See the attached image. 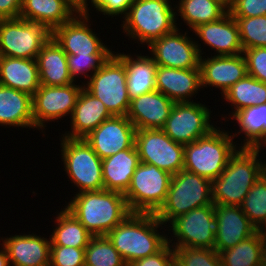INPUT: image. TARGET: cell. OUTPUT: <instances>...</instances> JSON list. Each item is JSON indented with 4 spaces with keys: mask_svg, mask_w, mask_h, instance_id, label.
Segmentation results:
<instances>
[{
    "mask_svg": "<svg viewBox=\"0 0 266 266\" xmlns=\"http://www.w3.org/2000/svg\"><path fill=\"white\" fill-rule=\"evenodd\" d=\"M232 118L237 120L240 132L245 135L243 146L247 148H263L266 143V103L250 106L237 111Z\"/></svg>",
    "mask_w": 266,
    "mask_h": 266,
    "instance_id": "31",
    "label": "cell"
},
{
    "mask_svg": "<svg viewBox=\"0 0 266 266\" xmlns=\"http://www.w3.org/2000/svg\"><path fill=\"white\" fill-rule=\"evenodd\" d=\"M36 60L41 85L66 86L74 83L68 71L67 54L53 37L42 47Z\"/></svg>",
    "mask_w": 266,
    "mask_h": 266,
    "instance_id": "27",
    "label": "cell"
},
{
    "mask_svg": "<svg viewBox=\"0 0 266 266\" xmlns=\"http://www.w3.org/2000/svg\"><path fill=\"white\" fill-rule=\"evenodd\" d=\"M135 146L141 163L155 165L171 175L184 166V145L174 142L162 129H139Z\"/></svg>",
    "mask_w": 266,
    "mask_h": 266,
    "instance_id": "11",
    "label": "cell"
},
{
    "mask_svg": "<svg viewBox=\"0 0 266 266\" xmlns=\"http://www.w3.org/2000/svg\"><path fill=\"white\" fill-rule=\"evenodd\" d=\"M12 266H50L51 243L33 234L14 235L2 243Z\"/></svg>",
    "mask_w": 266,
    "mask_h": 266,
    "instance_id": "23",
    "label": "cell"
},
{
    "mask_svg": "<svg viewBox=\"0 0 266 266\" xmlns=\"http://www.w3.org/2000/svg\"><path fill=\"white\" fill-rule=\"evenodd\" d=\"M0 85L33 96L41 85L37 60L0 56Z\"/></svg>",
    "mask_w": 266,
    "mask_h": 266,
    "instance_id": "25",
    "label": "cell"
},
{
    "mask_svg": "<svg viewBox=\"0 0 266 266\" xmlns=\"http://www.w3.org/2000/svg\"><path fill=\"white\" fill-rule=\"evenodd\" d=\"M77 13L89 15L87 0H65Z\"/></svg>",
    "mask_w": 266,
    "mask_h": 266,
    "instance_id": "47",
    "label": "cell"
},
{
    "mask_svg": "<svg viewBox=\"0 0 266 266\" xmlns=\"http://www.w3.org/2000/svg\"><path fill=\"white\" fill-rule=\"evenodd\" d=\"M156 90L174 103L192 102L193 95L201 89L200 68L175 69L157 66Z\"/></svg>",
    "mask_w": 266,
    "mask_h": 266,
    "instance_id": "21",
    "label": "cell"
},
{
    "mask_svg": "<svg viewBox=\"0 0 266 266\" xmlns=\"http://www.w3.org/2000/svg\"><path fill=\"white\" fill-rule=\"evenodd\" d=\"M201 87L214 86L224 94L233 84L247 75L246 61L243 54L214 55L207 59L200 57Z\"/></svg>",
    "mask_w": 266,
    "mask_h": 266,
    "instance_id": "19",
    "label": "cell"
},
{
    "mask_svg": "<svg viewBox=\"0 0 266 266\" xmlns=\"http://www.w3.org/2000/svg\"><path fill=\"white\" fill-rule=\"evenodd\" d=\"M173 242L171 247L214 249L215 246V211L214 205L192 209L174 219L171 223ZM174 244V245H173ZM174 246V247H173Z\"/></svg>",
    "mask_w": 266,
    "mask_h": 266,
    "instance_id": "12",
    "label": "cell"
},
{
    "mask_svg": "<svg viewBox=\"0 0 266 266\" xmlns=\"http://www.w3.org/2000/svg\"><path fill=\"white\" fill-rule=\"evenodd\" d=\"M216 1L222 3L228 10L232 4V2L230 0H216Z\"/></svg>",
    "mask_w": 266,
    "mask_h": 266,
    "instance_id": "50",
    "label": "cell"
},
{
    "mask_svg": "<svg viewBox=\"0 0 266 266\" xmlns=\"http://www.w3.org/2000/svg\"><path fill=\"white\" fill-rule=\"evenodd\" d=\"M193 32L218 56L243 54L239 27L229 12L217 21L199 25Z\"/></svg>",
    "mask_w": 266,
    "mask_h": 266,
    "instance_id": "22",
    "label": "cell"
},
{
    "mask_svg": "<svg viewBox=\"0 0 266 266\" xmlns=\"http://www.w3.org/2000/svg\"><path fill=\"white\" fill-rule=\"evenodd\" d=\"M214 211L216 219L214 249L217 253L234 247L257 231L240 206L214 204Z\"/></svg>",
    "mask_w": 266,
    "mask_h": 266,
    "instance_id": "18",
    "label": "cell"
},
{
    "mask_svg": "<svg viewBox=\"0 0 266 266\" xmlns=\"http://www.w3.org/2000/svg\"><path fill=\"white\" fill-rule=\"evenodd\" d=\"M265 236L257 230L232 248L220 251L222 266H260Z\"/></svg>",
    "mask_w": 266,
    "mask_h": 266,
    "instance_id": "35",
    "label": "cell"
},
{
    "mask_svg": "<svg viewBox=\"0 0 266 266\" xmlns=\"http://www.w3.org/2000/svg\"><path fill=\"white\" fill-rule=\"evenodd\" d=\"M61 155L66 174L79 193L104 189L102 159L85 139L62 137Z\"/></svg>",
    "mask_w": 266,
    "mask_h": 266,
    "instance_id": "9",
    "label": "cell"
},
{
    "mask_svg": "<svg viewBox=\"0 0 266 266\" xmlns=\"http://www.w3.org/2000/svg\"><path fill=\"white\" fill-rule=\"evenodd\" d=\"M82 88L75 82L66 86L40 85L32 96L34 128L44 129L45 122L72 115Z\"/></svg>",
    "mask_w": 266,
    "mask_h": 266,
    "instance_id": "15",
    "label": "cell"
},
{
    "mask_svg": "<svg viewBox=\"0 0 266 266\" xmlns=\"http://www.w3.org/2000/svg\"><path fill=\"white\" fill-rule=\"evenodd\" d=\"M139 163L136 146L102 159L104 189L125 194Z\"/></svg>",
    "mask_w": 266,
    "mask_h": 266,
    "instance_id": "26",
    "label": "cell"
},
{
    "mask_svg": "<svg viewBox=\"0 0 266 266\" xmlns=\"http://www.w3.org/2000/svg\"><path fill=\"white\" fill-rule=\"evenodd\" d=\"M229 13L233 17L265 16L266 0H233Z\"/></svg>",
    "mask_w": 266,
    "mask_h": 266,
    "instance_id": "43",
    "label": "cell"
},
{
    "mask_svg": "<svg viewBox=\"0 0 266 266\" xmlns=\"http://www.w3.org/2000/svg\"><path fill=\"white\" fill-rule=\"evenodd\" d=\"M260 266H266V237L264 239Z\"/></svg>",
    "mask_w": 266,
    "mask_h": 266,
    "instance_id": "49",
    "label": "cell"
},
{
    "mask_svg": "<svg viewBox=\"0 0 266 266\" xmlns=\"http://www.w3.org/2000/svg\"><path fill=\"white\" fill-rule=\"evenodd\" d=\"M89 18V15L77 13L69 22L52 31V37L66 54L90 56L113 53L89 27Z\"/></svg>",
    "mask_w": 266,
    "mask_h": 266,
    "instance_id": "16",
    "label": "cell"
},
{
    "mask_svg": "<svg viewBox=\"0 0 266 266\" xmlns=\"http://www.w3.org/2000/svg\"><path fill=\"white\" fill-rule=\"evenodd\" d=\"M112 116L104 103L83 87L70 116L72 131L62 135L72 139H84L103 121Z\"/></svg>",
    "mask_w": 266,
    "mask_h": 266,
    "instance_id": "24",
    "label": "cell"
},
{
    "mask_svg": "<svg viewBox=\"0 0 266 266\" xmlns=\"http://www.w3.org/2000/svg\"><path fill=\"white\" fill-rule=\"evenodd\" d=\"M260 232L266 237V225L260 230Z\"/></svg>",
    "mask_w": 266,
    "mask_h": 266,
    "instance_id": "52",
    "label": "cell"
},
{
    "mask_svg": "<svg viewBox=\"0 0 266 266\" xmlns=\"http://www.w3.org/2000/svg\"><path fill=\"white\" fill-rule=\"evenodd\" d=\"M85 266H127L107 236H92L85 248Z\"/></svg>",
    "mask_w": 266,
    "mask_h": 266,
    "instance_id": "37",
    "label": "cell"
},
{
    "mask_svg": "<svg viewBox=\"0 0 266 266\" xmlns=\"http://www.w3.org/2000/svg\"><path fill=\"white\" fill-rule=\"evenodd\" d=\"M0 124L34 128L32 96L0 85Z\"/></svg>",
    "mask_w": 266,
    "mask_h": 266,
    "instance_id": "29",
    "label": "cell"
},
{
    "mask_svg": "<svg viewBox=\"0 0 266 266\" xmlns=\"http://www.w3.org/2000/svg\"><path fill=\"white\" fill-rule=\"evenodd\" d=\"M2 249L0 250V266H11L9 258H8V252L4 245H2Z\"/></svg>",
    "mask_w": 266,
    "mask_h": 266,
    "instance_id": "48",
    "label": "cell"
},
{
    "mask_svg": "<svg viewBox=\"0 0 266 266\" xmlns=\"http://www.w3.org/2000/svg\"><path fill=\"white\" fill-rule=\"evenodd\" d=\"M22 0H0V19L19 18Z\"/></svg>",
    "mask_w": 266,
    "mask_h": 266,
    "instance_id": "46",
    "label": "cell"
},
{
    "mask_svg": "<svg viewBox=\"0 0 266 266\" xmlns=\"http://www.w3.org/2000/svg\"><path fill=\"white\" fill-rule=\"evenodd\" d=\"M234 107L232 116L244 108L266 103V83L246 75L233 84L223 95Z\"/></svg>",
    "mask_w": 266,
    "mask_h": 266,
    "instance_id": "34",
    "label": "cell"
},
{
    "mask_svg": "<svg viewBox=\"0 0 266 266\" xmlns=\"http://www.w3.org/2000/svg\"><path fill=\"white\" fill-rule=\"evenodd\" d=\"M181 34L176 27L172 32L154 40L147 48L157 66L175 69L199 68L200 57L203 54L198 42Z\"/></svg>",
    "mask_w": 266,
    "mask_h": 266,
    "instance_id": "14",
    "label": "cell"
},
{
    "mask_svg": "<svg viewBox=\"0 0 266 266\" xmlns=\"http://www.w3.org/2000/svg\"><path fill=\"white\" fill-rule=\"evenodd\" d=\"M260 150L240 147L235 151L223 172L212 181L213 204L241 205L251 187L265 172V161L258 160Z\"/></svg>",
    "mask_w": 266,
    "mask_h": 266,
    "instance_id": "3",
    "label": "cell"
},
{
    "mask_svg": "<svg viewBox=\"0 0 266 266\" xmlns=\"http://www.w3.org/2000/svg\"><path fill=\"white\" fill-rule=\"evenodd\" d=\"M55 222L57 226L49 238L51 246L87 247L92 235L66 208L58 213Z\"/></svg>",
    "mask_w": 266,
    "mask_h": 266,
    "instance_id": "32",
    "label": "cell"
},
{
    "mask_svg": "<svg viewBox=\"0 0 266 266\" xmlns=\"http://www.w3.org/2000/svg\"><path fill=\"white\" fill-rule=\"evenodd\" d=\"M76 14L65 0H22L19 18L44 24L53 31Z\"/></svg>",
    "mask_w": 266,
    "mask_h": 266,
    "instance_id": "28",
    "label": "cell"
},
{
    "mask_svg": "<svg viewBox=\"0 0 266 266\" xmlns=\"http://www.w3.org/2000/svg\"><path fill=\"white\" fill-rule=\"evenodd\" d=\"M171 241L173 240L169 237L168 243L159 252L131 262L127 266H171L175 258V251L170 245Z\"/></svg>",
    "mask_w": 266,
    "mask_h": 266,
    "instance_id": "44",
    "label": "cell"
},
{
    "mask_svg": "<svg viewBox=\"0 0 266 266\" xmlns=\"http://www.w3.org/2000/svg\"><path fill=\"white\" fill-rule=\"evenodd\" d=\"M174 251L175 258L183 266H222L215 249L177 248Z\"/></svg>",
    "mask_w": 266,
    "mask_h": 266,
    "instance_id": "39",
    "label": "cell"
},
{
    "mask_svg": "<svg viewBox=\"0 0 266 266\" xmlns=\"http://www.w3.org/2000/svg\"><path fill=\"white\" fill-rule=\"evenodd\" d=\"M90 1L97 12L112 17L119 14L124 17L133 2V0H89V3Z\"/></svg>",
    "mask_w": 266,
    "mask_h": 266,
    "instance_id": "45",
    "label": "cell"
},
{
    "mask_svg": "<svg viewBox=\"0 0 266 266\" xmlns=\"http://www.w3.org/2000/svg\"><path fill=\"white\" fill-rule=\"evenodd\" d=\"M50 266H85V248L51 246Z\"/></svg>",
    "mask_w": 266,
    "mask_h": 266,
    "instance_id": "41",
    "label": "cell"
},
{
    "mask_svg": "<svg viewBox=\"0 0 266 266\" xmlns=\"http://www.w3.org/2000/svg\"><path fill=\"white\" fill-rule=\"evenodd\" d=\"M208 205H214L212 182L183 169L172 175L166 200L155 216L167 224L192 209Z\"/></svg>",
    "mask_w": 266,
    "mask_h": 266,
    "instance_id": "6",
    "label": "cell"
},
{
    "mask_svg": "<svg viewBox=\"0 0 266 266\" xmlns=\"http://www.w3.org/2000/svg\"><path fill=\"white\" fill-rule=\"evenodd\" d=\"M51 37L52 31L44 24L22 18L0 19V56L36 59Z\"/></svg>",
    "mask_w": 266,
    "mask_h": 266,
    "instance_id": "10",
    "label": "cell"
},
{
    "mask_svg": "<svg viewBox=\"0 0 266 266\" xmlns=\"http://www.w3.org/2000/svg\"><path fill=\"white\" fill-rule=\"evenodd\" d=\"M177 12L190 30L225 16L229 10L216 0H179Z\"/></svg>",
    "mask_w": 266,
    "mask_h": 266,
    "instance_id": "33",
    "label": "cell"
},
{
    "mask_svg": "<svg viewBox=\"0 0 266 266\" xmlns=\"http://www.w3.org/2000/svg\"><path fill=\"white\" fill-rule=\"evenodd\" d=\"M247 75L266 83V47L244 49Z\"/></svg>",
    "mask_w": 266,
    "mask_h": 266,
    "instance_id": "42",
    "label": "cell"
},
{
    "mask_svg": "<svg viewBox=\"0 0 266 266\" xmlns=\"http://www.w3.org/2000/svg\"><path fill=\"white\" fill-rule=\"evenodd\" d=\"M124 61L127 75V90L130 99L156 90L157 65L149 56L137 55L136 59L131 55L117 53Z\"/></svg>",
    "mask_w": 266,
    "mask_h": 266,
    "instance_id": "30",
    "label": "cell"
},
{
    "mask_svg": "<svg viewBox=\"0 0 266 266\" xmlns=\"http://www.w3.org/2000/svg\"><path fill=\"white\" fill-rule=\"evenodd\" d=\"M234 18L239 27L243 49L266 47V15Z\"/></svg>",
    "mask_w": 266,
    "mask_h": 266,
    "instance_id": "38",
    "label": "cell"
},
{
    "mask_svg": "<svg viewBox=\"0 0 266 266\" xmlns=\"http://www.w3.org/2000/svg\"><path fill=\"white\" fill-rule=\"evenodd\" d=\"M210 109L196 102L175 103L161 128L174 142L190 144L215 127L210 124Z\"/></svg>",
    "mask_w": 266,
    "mask_h": 266,
    "instance_id": "13",
    "label": "cell"
},
{
    "mask_svg": "<svg viewBox=\"0 0 266 266\" xmlns=\"http://www.w3.org/2000/svg\"><path fill=\"white\" fill-rule=\"evenodd\" d=\"M171 266H183V265L176 258H174Z\"/></svg>",
    "mask_w": 266,
    "mask_h": 266,
    "instance_id": "51",
    "label": "cell"
},
{
    "mask_svg": "<svg viewBox=\"0 0 266 266\" xmlns=\"http://www.w3.org/2000/svg\"><path fill=\"white\" fill-rule=\"evenodd\" d=\"M161 225L155 214L130 213L106 236L128 265L159 252L168 243V236L157 230Z\"/></svg>",
    "mask_w": 266,
    "mask_h": 266,
    "instance_id": "1",
    "label": "cell"
},
{
    "mask_svg": "<svg viewBox=\"0 0 266 266\" xmlns=\"http://www.w3.org/2000/svg\"><path fill=\"white\" fill-rule=\"evenodd\" d=\"M83 87L101 100L114 116H126L130 107L124 61L114 52Z\"/></svg>",
    "mask_w": 266,
    "mask_h": 266,
    "instance_id": "7",
    "label": "cell"
},
{
    "mask_svg": "<svg viewBox=\"0 0 266 266\" xmlns=\"http://www.w3.org/2000/svg\"><path fill=\"white\" fill-rule=\"evenodd\" d=\"M175 103L158 90L130 100L127 118L139 129H161Z\"/></svg>",
    "mask_w": 266,
    "mask_h": 266,
    "instance_id": "20",
    "label": "cell"
},
{
    "mask_svg": "<svg viewBox=\"0 0 266 266\" xmlns=\"http://www.w3.org/2000/svg\"><path fill=\"white\" fill-rule=\"evenodd\" d=\"M170 0H133L122 26L126 36L150 45L176 27V11Z\"/></svg>",
    "mask_w": 266,
    "mask_h": 266,
    "instance_id": "5",
    "label": "cell"
},
{
    "mask_svg": "<svg viewBox=\"0 0 266 266\" xmlns=\"http://www.w3.org/2000/svg\"><path fill=\"white\" fill-rule=\"evenodd\" d=\"M252 225L261 230L266 225V173L264 172L240 205Z\"/></svg>",
    "mask_w": 266,
    "mask_h": 266,
    "instance_id": "36",
    "label": "cell"
},
{
    "mask_svg": "<svg viewBox=\"0 0 266 266\" xmlns=\"http://www.w3.org/2000/svg\"><path fill=\"white\" fill-rule=\"evenodd\" d=\"M137 129L127 116H112L103 121L84 139L101 158L135 146Z\"/></svg>",
    "mask_w": 266,
    "mask_h": 266,
    "instance_id": "17",
    "label": "cell"
},
{
    "mask_svg": "<svg viewBox=\"0 0 266 266\" xmlns=\"http://www.w3.org/2000/svg\"><path fill=\"white\" fill-rule=\"evenodd\" d=\"M65 208L92 236H106L131 213L124 194L105 189L77 192Z\"/></svg>",
    "mask_w": 266,
    "mask_h": 266,
    "instance_id": "2",
    "label": "cell"
},
{
    "mask_svg": "<svg viewBox=\"0 0 266 266\" xmlns=\"http://www.w3.org/2000/svg\"><path fill=\"white\" fill-rule=\"evenodd\" d=\"M110 55L111 54H91L90 56H79L67 54V64L70 77L73 81H75L76 78H78V75L81 74H84L83 77L90 78L91 75H87L85 72L92 70V73L94 74L110 57Z\"/></svg>",
    "mask_w": 266,
    "mask_h": 266,
    "instance_id": "40",
    "label": "cell"
},
{
    "mask_svg": "<svg viewBox=\"0 0 266 266\" xmlns=\"http://www.w3.org/2000/svg\"><path fill=\"white\" fill-rule=\"evenodd\" d=\"M171 178L155 165L140 162L124 194L130 212L155 214L166 200Z\"/></svg>",
    "mask_w": 266,
    "mask_h": 266,
    "instance_id": "8",
    "label": "cell"
},
{
    "mask_svg": "<svg viewBox=\"0 0 266 266\" xmlns=\"http://www.w3.org/2000/svg\"><path fill=\"white\" fill-rule=\"evenodd\" d=\"M233 137L236 135L214 128L207 135L184 145L183 169L212 182L223 172L229 158L238 149Z\"/></svg>",
    "mask_w": 266,
    "mask_h": 266,
    "instance_id": "4",
    "label": "cell"
}]
</instances>
